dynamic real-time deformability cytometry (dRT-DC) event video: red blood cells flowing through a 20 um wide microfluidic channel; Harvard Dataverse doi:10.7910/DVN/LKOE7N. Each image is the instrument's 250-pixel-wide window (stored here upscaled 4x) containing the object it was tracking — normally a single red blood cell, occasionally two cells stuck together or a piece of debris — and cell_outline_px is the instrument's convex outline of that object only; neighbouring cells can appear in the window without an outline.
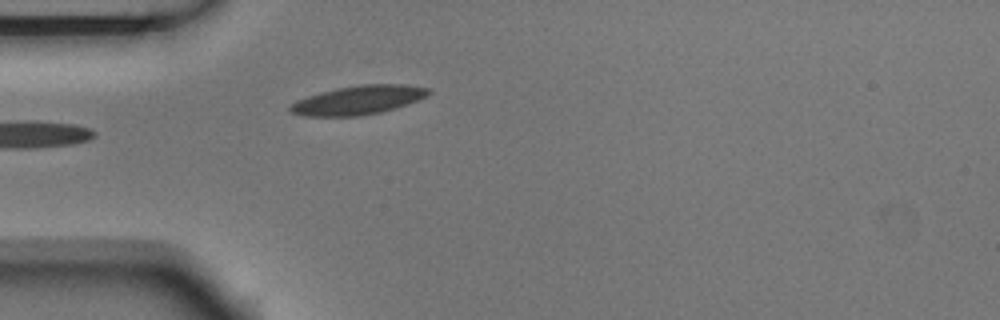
{"species": "Egyptian fruit bat (a non-hibernating species)", "species_latin": "Rousettus aegyptiacus", "temperature_condition": "room temperature", "stored_images_in_passage": 5, "camera_frame_rate_fps": 3000, "um_per_image_px": 0.085, "animal": {"sex": "male"}, "frame": {"image": 1, "passage_image": 5, "time_ms": 1.333, "image_size_px": [1000, 320], "cell_outline_px": [[432, 92], [416, 100], [380, 112], [360, 116], [304, 116], [292, 112], [288, 108], [296, 100], [320, 92], [336, 88], [360, 84], [408, 84], [432, 88]], "centroid_in_image_um": [30.45, 8.49], "position_along_channel_um": 54.6, "area_um2": 23.12}}